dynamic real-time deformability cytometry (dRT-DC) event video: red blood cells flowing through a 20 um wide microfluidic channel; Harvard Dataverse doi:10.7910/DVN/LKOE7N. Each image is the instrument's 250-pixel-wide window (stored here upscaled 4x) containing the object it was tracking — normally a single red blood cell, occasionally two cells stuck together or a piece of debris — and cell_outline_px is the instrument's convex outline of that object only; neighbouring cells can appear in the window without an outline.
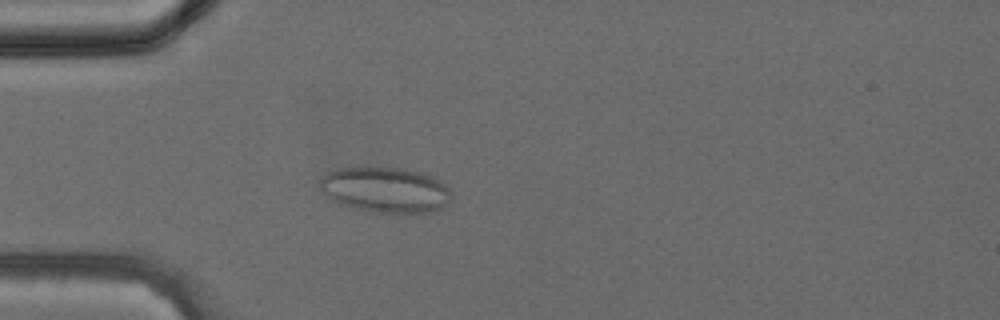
{"species": "common noctule bat (a hibernating species)", "species_latin": "Nyctalus noctula", "temperature_condition": "cold", "stored_images_in_passage": 11, "camera_frame_rate_fps": 3000, "um_per_image_px": 0.085, "animal": {"sex": "female", "body_mass_g": 24.6, "forearm_length_mm": 56.2}, "frame": {"image": 1, "passage_image": 5, "time_ms": 1.333, "image_size_px": [1000, 320], "cell_outline_px": [[452, 196], [440, 208], [432, 212], [372, 212], [352, 208], [340, 204], [324, 192], [320, 188], [320, 180], [328, 172], [336, 168], [364, 164], [368, 164], [400, 168], [420, 172], [432, 176], [440, 180], [452, 192]], "centroid_in_image_um": [32.72, 16.08], "position_along_channel_um": 52.3, "area_um2": 35.37}}
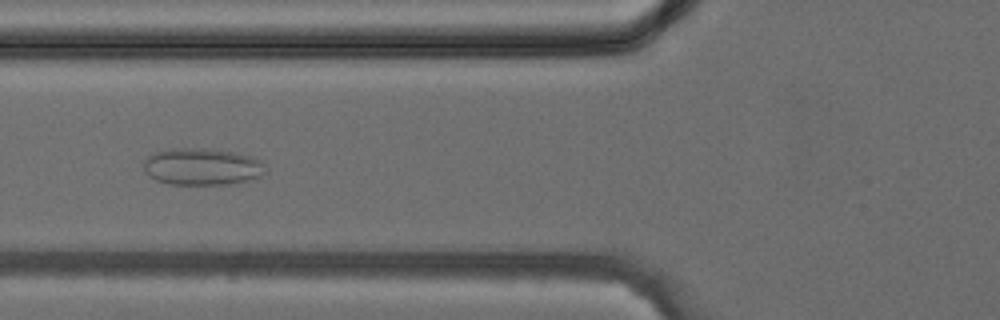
{"frame": {"image": 2, "passage_image": 9, "time_ms": 2.667, "image_size_px": [1000, 320], "cell_outline_px": [[268, 172], [252, 180], [228, 184], [168, 184], [156, 180], [148, 176], [144, 172], [144, 160], [152, 152], [172, 148], [212, 148], [236, 152], [252, 156], [260, 160], [264, 164]], "centroid_in_image_um": [17.19, 14.15], "position_along_channel_um": 108.6, "area_um2": 26.82}}